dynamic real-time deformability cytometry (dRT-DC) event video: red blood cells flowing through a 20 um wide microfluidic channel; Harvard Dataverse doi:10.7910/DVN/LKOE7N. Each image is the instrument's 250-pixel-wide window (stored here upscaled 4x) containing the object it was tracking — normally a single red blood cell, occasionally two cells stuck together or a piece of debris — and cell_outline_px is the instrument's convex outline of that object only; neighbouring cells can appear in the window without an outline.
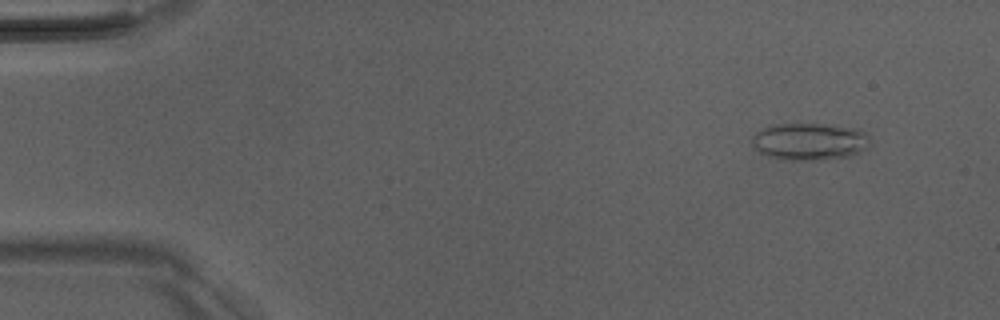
{"species": "Egyptian fruit bat (a non-hibernating species)", "species_latin": "Rousettus aegyptiacus", "temperature_condition": "room temperature", "stored_images_in_passage": 51, "camera_frame_rate_fps": 3000, "um_per_image_px": 0.085, "animal": {"sex": "male"}, "frame": {"image": 1, "passage_image": 5, "time_ms": 1.333, "image_size_px": [1000, 320], "cell_outline_px": [[872, 140], [868, 148], [860, 152], [848, 156], [816, 160], [788, 160], [772, 156], [760, 152], [752, 144], [752, 136], [760, 128], [776, 124], [820, 124], [856, 128], [864, 132]], "centroid_in_image_um": [68.84, 12.02], "position_along_channel_um": 16.2, "area_um2": 25.49}}
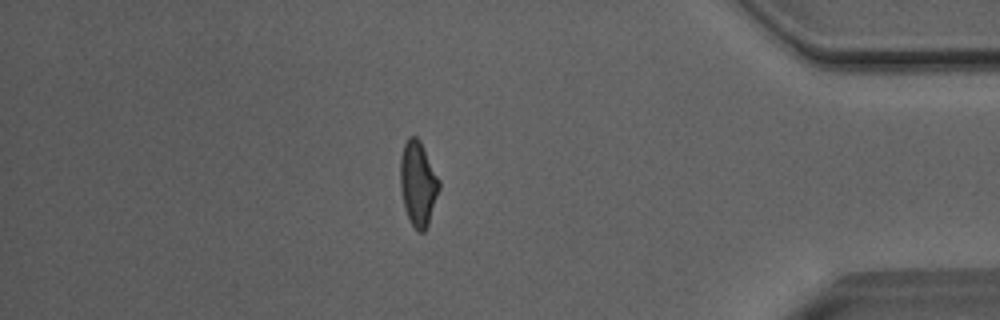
{"frame": {"image": 2, "passage_image": 44, "time_ms": 14.333, "image_size_px": [1000, 320], "cell_outline_px": [[440, 188], [428, 224], [424, 232], [416, 232], [404, 208], [400, 188], [400, 156], [404, 144], [408, 136], [416, 136], [420, 140], [440, 180]], "centroid_in_image_um": [35.52, 15.59], "position_along_channel_um": 399.7, "area_um2": 19.31}}
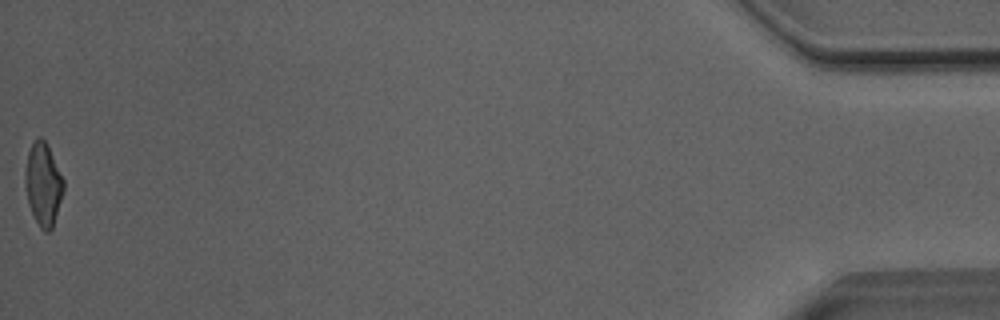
{"frame": {"image": 3, "passage_image": 51, "time_ms": 16.667, "image_size_px": [1000, 320], "cell_outline_px": [[64, 192], [52, 228], [48, 232], [44, 232], [40, 228], [28, 204], [24, 180], [24, 172], [28, 152], [32, 144], [40, 136], [48, 144], [64, 180]], "centroid_in_image_um": [3.68, 15.66], "position_along_channel_um": 431.5, "area_um2": 18.61}, "authors_computed_cell_mechanics": {"area_um2": 19.652, "velocity_mm_per_s": 4.0912, "shape_relaxation_time_tau1_ms": 4.7538, "shape_relaxation_time_tau2_ms": 1.8286, "deformation_change_tau1": 0.1629, "deformation_change_tau2": 0.1178}}